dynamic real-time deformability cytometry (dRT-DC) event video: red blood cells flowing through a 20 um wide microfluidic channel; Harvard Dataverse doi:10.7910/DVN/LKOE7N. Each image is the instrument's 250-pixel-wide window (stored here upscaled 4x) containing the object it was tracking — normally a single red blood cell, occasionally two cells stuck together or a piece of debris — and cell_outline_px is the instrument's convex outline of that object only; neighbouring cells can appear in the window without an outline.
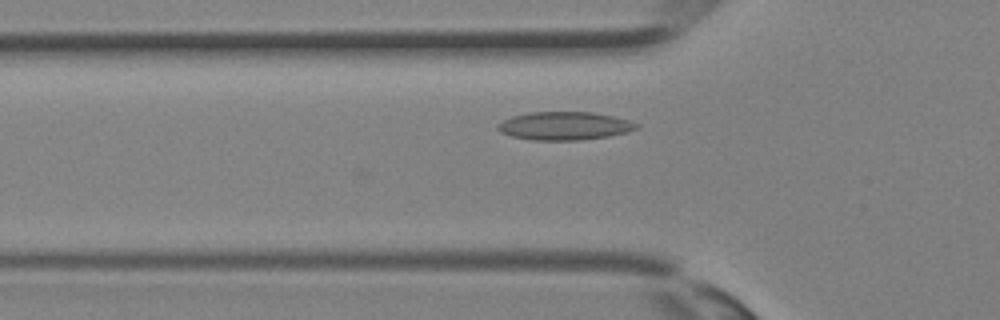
{"species": "Egyptian fruit bat (a non-hibernating species)", "species_latin": "Rousettus aegyptiacus", "temperature_condition": "room temperature", "stored_images_in_passage": 28, "camera_frame_rate_fps": 3000, "um_per_image_px": 0.085, "animal": {"sex": "female"}, "frame": {"image": 1, "passage_image": 5, "time_ms": 1.333, "image_size_px": [1000, 320], "cell_outline_px": [[640, 124], [636, 128], [628, 132], [608, 136], [580, 140], [532, 140], [512, 136], [500, 132], [496, 128], [496, 124], [512, 116], [528, 112], [592, 112], [612, 116], [628, 120]], "centroid_in_image_um": [47.95, 10.7], "position_along_channel_um": 77.8, "area_um2": 22.77}}
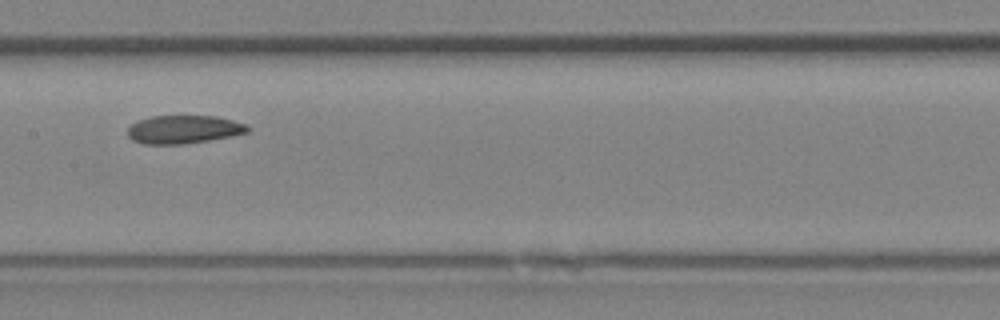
{"frame": {"image": 2, "passage_image": 11, "time_ms": 3.333, "image_size_px": [1000, 320], "cell_outline_px": [[252, 128], [248, 132], [208, 140], [180, 144], [144, 144], [132, 140], [128, 136], [128, 128], [136, 120], [152, 116], [216, 116], [248, 124]], "centroid_in_image_um": [15.61, 10.99], "position_along_channel_um": 191.8, "area_um2": 19.71}}
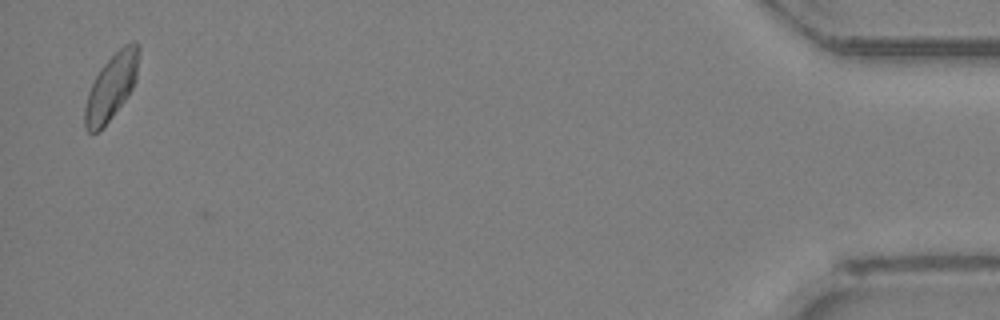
{"frame": {"image": 3, "passage_image": 28, "time_ms": 9.0, "image_size_px": [1000, 320], "cell_outline_px": [[140, 48], [136, 80], [128, 96], [112, 116], [96, 132], [88, 132], [84, 128], [84, 108], [88, 92], [100, 68], [124, 44], [132, 40], [136, 40], [140, 44]], "centroid_in_image_um": [9.48, 7.33], "position_along_channel_um": 425.7, "area_um2": 20.58}}